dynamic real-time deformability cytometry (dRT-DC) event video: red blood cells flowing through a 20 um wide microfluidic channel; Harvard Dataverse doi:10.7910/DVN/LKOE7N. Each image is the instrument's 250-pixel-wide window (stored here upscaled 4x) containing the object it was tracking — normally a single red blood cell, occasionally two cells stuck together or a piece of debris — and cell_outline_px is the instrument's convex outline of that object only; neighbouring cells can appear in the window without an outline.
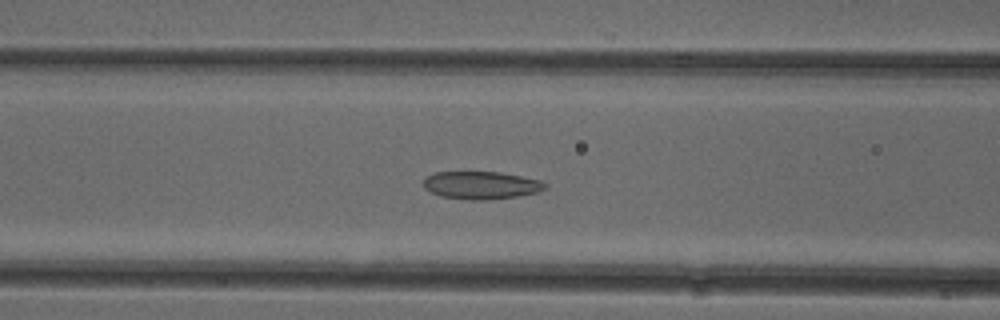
{"species": "common noctule bat (a hibernating species)", "species_latin": "Nyctalus noctula", "temperature_condition": "cold", "stored_images_in_passage": 48, "camera_frame_rate_fps": 3000, "um_per_image_px": 0.085, "animal": {"sex": "female"}, "frame": {"image": 1, "passage_image": 17, "time_ms": 5.333, "image_size_px": [1000, 320], "cell_outline_px": [[548, 188], [540, 192], [520, 196], [484, 200], [472, 200], [440, 196], [424, 188], [424, 176], [436, 172], [500, 172], [540, 180], [548, 184]], "centroid_in_image_um": [40.94, 15.74], "position_along_channel_um": 125.7, "area_um2": 19.83}}
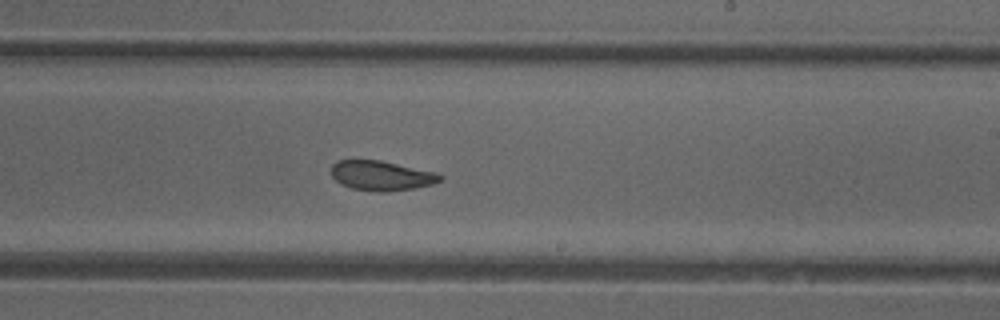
{"frame": {"image": 2, "passage_image": 27, "time_ms": 8.667, "image_size_px": [1000, 320], "cell_outline_px": [[444, 180], [432, 184], [416, 188], [388, 192], [376, 192], [352, 188], [340, 184], [332, 176], [332, 164], [336, 160], [380, 160], [436, 172], [444, 176]], "centroid_in_image_um": [32.45, 14.93], "position_along_channel_um": 256.5, "area_um2": 19.07}}
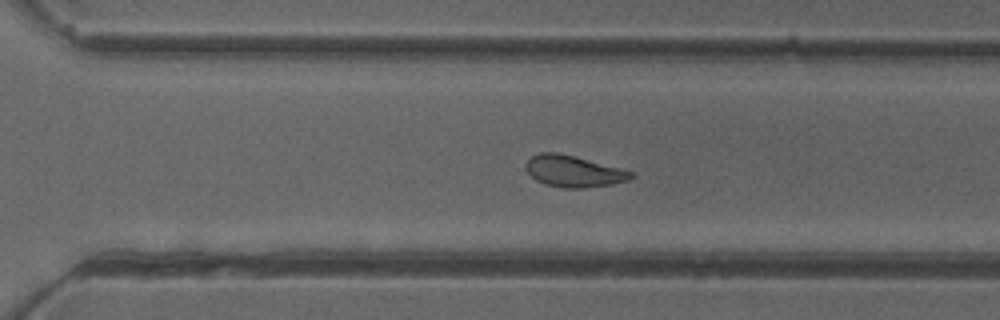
{"frame": {"image": 3, "passage_image": 32, "time_ms": 10.333, "image_size_px": [1000, 320], "cell_outline_px": [[636, 176], [628, 180], [608, 184], [584, 188], [564, 188], [544, 184], [536, 180], [528, 172], [524, 164], [532, 156], [540, 152], [556, 152], [620, 168], [632, 172]], "centroid_in_image_um": [48.72, 14.56], "position_along_channel_um": 321.9, "area_um2": 18.96}, "authors_computed_cell_mechanics": {"area_um2": 20.1433, "velocity_mm_per_s": 3.9291, "shape_relaxation_time_tau1_ms": null, "shape_relaxation_time_tau2_ms": 2.2345, "deformation_change_tau1": null, "deformation_change_tau2": 0.0918}}